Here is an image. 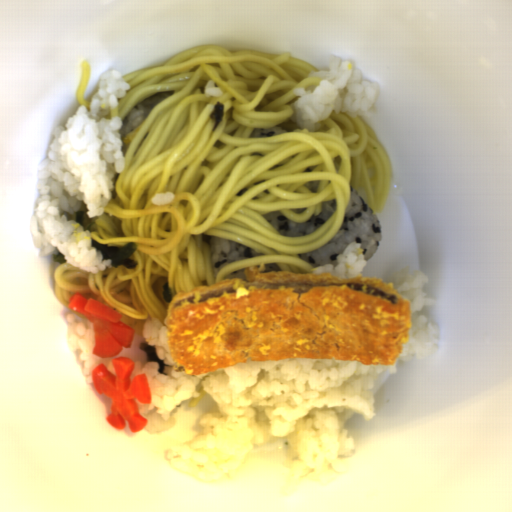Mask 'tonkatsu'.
Segmentation results:
<instances>
[{
	"label": "tonkatsu",
	"mask_w": 512,
	"mask_h": 512,
	"mask_svg": "<svg viewBox=\"0 0 512 512\" xmlns=\"http://www.w3.org/2000/svg\"><path fill=\"white\" fill-rule=\"evenodd\" d=\"M172 296L170 356L189 375L244 361L338 360L393 365L409 337V301L381 280L330 272L243 269Z\"/></svg>",
	"instance_id": "obj_1"
}]
</instances>
